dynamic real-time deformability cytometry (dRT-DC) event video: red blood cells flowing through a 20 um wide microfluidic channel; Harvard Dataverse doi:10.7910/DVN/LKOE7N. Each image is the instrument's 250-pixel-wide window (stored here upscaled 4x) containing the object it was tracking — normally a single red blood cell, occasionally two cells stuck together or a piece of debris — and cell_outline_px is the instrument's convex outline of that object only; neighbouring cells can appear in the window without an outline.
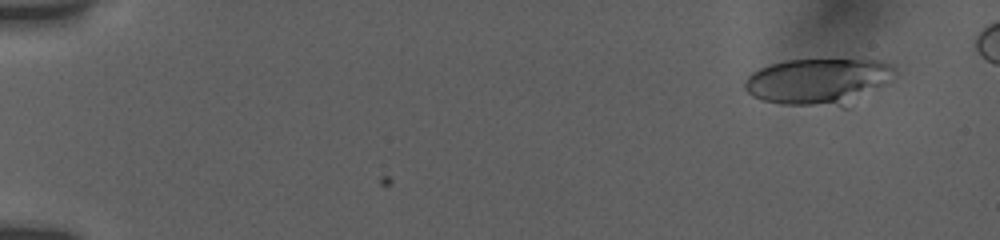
{"species": "human", "species_latin": "Homo sapiens", "temperature_condition": "room temperature", "stored_images_in_passage": 12, "camera_frame_rate_fps": 3000, "um_per_image_px": 0.085, "donor": {"sex": "female"}, "frame": {"image": 1, "passage_image": 3, "time_ms": 1.0, "image_size_px": [1000, 240], "cell_outline_px": [[896, 72], [884, 84], [844, 108], [784, 104], [764, 100], [752, 96], [744, 88], [744, 80], [752, 72], [760, 68], [784, 60], [880, 60], [888, 64]], "centroid_in_image_um": [69.52, 6.94], "position_along_channel_um": 15.5, "area_um2": 40.34}}